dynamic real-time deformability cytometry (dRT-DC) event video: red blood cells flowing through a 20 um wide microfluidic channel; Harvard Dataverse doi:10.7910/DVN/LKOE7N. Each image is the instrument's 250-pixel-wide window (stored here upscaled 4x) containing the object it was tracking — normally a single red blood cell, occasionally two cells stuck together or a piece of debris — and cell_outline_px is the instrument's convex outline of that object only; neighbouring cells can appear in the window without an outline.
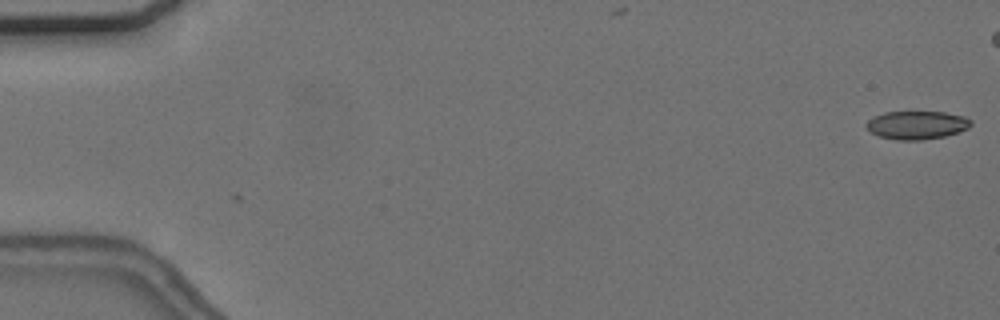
{"species": "common noctule bat (a hibernating species)", "species_latin": "Nyctalus noctula", "temperature_condition": "cold", "stored_images_in_passage": 49, "camera_frame_rate_fps": 3000, "um_per_image_px": 0.085, "animal": {"sex": "female", "body_mass_g": 24.6, "forearm_length_mm": 56.2}, "frame": {"image": 1, "passage_image": 1, "time_ms": 0.0, "image_size_px": [1000, 320], "cell_outline_px": [[972, 124], [968, 128], [944, 136], [920, 140], [896, 140], [880, 136], [872, 132], [864, 124], [872, 116], [884, 112], [944, 112], [964, 116], [972, 120]], "centroid_in_image_um": [77.91, 10.62], "position_along_channel_um": 7.1, "area_um2": 17.17}}